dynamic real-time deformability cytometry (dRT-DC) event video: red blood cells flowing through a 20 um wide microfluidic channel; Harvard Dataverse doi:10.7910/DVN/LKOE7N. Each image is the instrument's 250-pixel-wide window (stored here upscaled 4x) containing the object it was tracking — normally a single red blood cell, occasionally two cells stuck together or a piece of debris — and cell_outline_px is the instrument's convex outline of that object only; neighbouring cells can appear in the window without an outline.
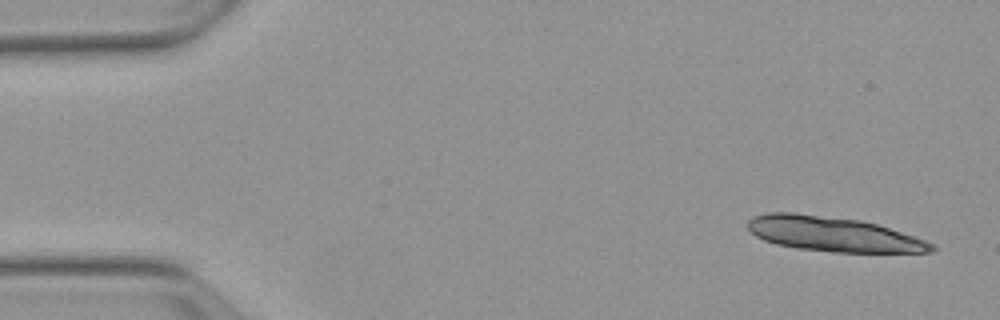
{"species": "Egyptian fruit bat (a non-hibernating species)", "species_latin": "Rousettus aegyptiacus", "temperature_condition": "warm", "stored_images_in_passage": 13, "camera_frame_rate_fps": 3000, "um_per_image_px": 0.085, "animal": {"sex": "female"}, "frame": {"image": 1, "passage_image": 1, "time_ms": 0.0, "image_size_px": [1000, 320], "cell_outline_px": [[936, 248], [932, 252], [832, 252], [796, 248], [776, 244], [764, 240], [756, 236], [748, 228], [748, 220], [752, 216], [768, 212], [792, 212], [860, 220], [876, 224], [936, 244]], "centroid_in_image_um": [70.78, 19.9], "position_along_channel_um": 14.2, "area_um2": 36.99}}